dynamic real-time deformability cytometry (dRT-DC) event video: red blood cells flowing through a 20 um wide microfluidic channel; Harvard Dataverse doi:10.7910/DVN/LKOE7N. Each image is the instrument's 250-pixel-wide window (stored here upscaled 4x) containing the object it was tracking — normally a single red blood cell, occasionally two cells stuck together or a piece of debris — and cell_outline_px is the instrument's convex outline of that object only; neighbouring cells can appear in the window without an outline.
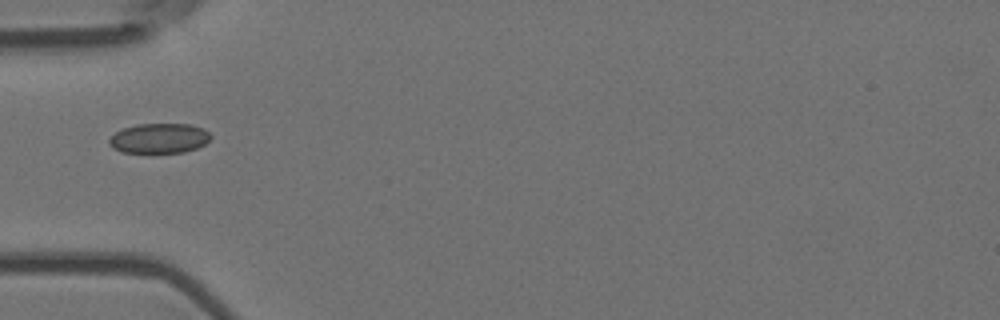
{"species": "Egyptian fruit bat (a non-hibernating species)", "species_latin": "Rousettus aegyptiacus", "temperature_condition": "room temperature", "stored_images_in_passage": 2, "camera_frame_rate_fps": 3000, "um_per_image_px": 0.085, "animal": {"sex": "female"}, "frame": {"image": 1, "passage_image": 2, "time_ms": 0.333, "image_size_px": [1000, 320], "cell_outline_px": [[212, 136], [204, 144], [196, 148], [184, 152], [120, 152], [112, 148], [108, 144], [108, 140], [116, 132], [124, 128], [136, 124], [192, 124], [204, 128]], "centroid_in_image_um": [13.53, 11.75], "position_along_channel_um": 71.5, "area_um2": 17.69}}